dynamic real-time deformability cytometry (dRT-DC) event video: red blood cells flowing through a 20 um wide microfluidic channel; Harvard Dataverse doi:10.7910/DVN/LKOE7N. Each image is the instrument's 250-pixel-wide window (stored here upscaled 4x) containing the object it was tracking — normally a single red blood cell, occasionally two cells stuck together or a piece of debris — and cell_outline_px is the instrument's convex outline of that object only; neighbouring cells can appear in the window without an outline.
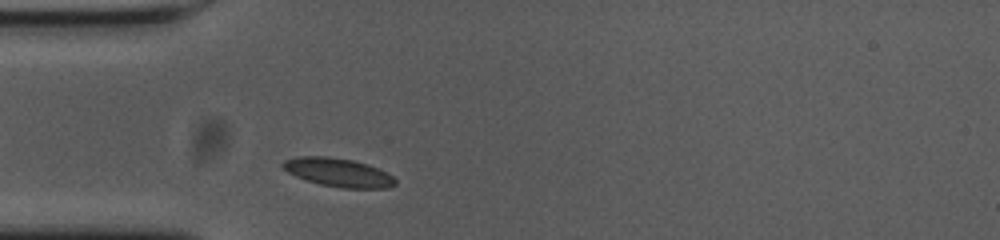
{"species": "common noctule bat (a hibernating species)", "species_latin": "Nyctalus noctula", "temperature_condition": "cold", "stored_images_in_passage": 30, "camera_frame_rate_fps": 3000, "um_per_image_px": 0.085, "animal": {"sex": "female", "body_mass_g": 23.0, "forearm_length_mm": 53.4}, "frame": {"image": 1, "passage_image": 1, "time_ms": 0.0, "image_size_px": [1000, 240], "cell_outline_px": [[396, 184], [388, 188], [344, 188], [320, 184], [296, 176], [288, 172], [280, 164], [284, 160], [300, 156], [328, 156], [352, 160], [368, 164], [392, 176], [396, 180]], "centroid_in_image_um": [28.74, 14.65], "position_along_channel_um": 56.3, "area_um2": 18.5}}
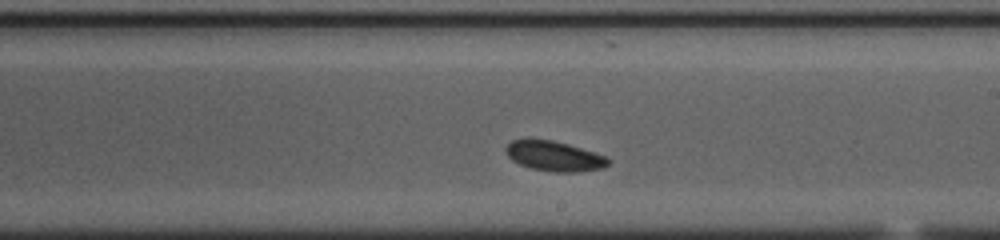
{"frame": {"image": 2, "passage_image": 17, "time_ms": 5.333, "image_size_px": [1000, 240], "cell_outline_px": [[612, 160], [604, 168], [580, 172], [552, 172], [532, 168], [520, 164], [512, 160], [508, 156], [504, 148], [512, 140], [552, 140], [568, 144], [604, 156]], "centroid_in_image_um": [47.12, 13.29], "position_along_channel_um": 241.9, "area_um2": 17.69}}
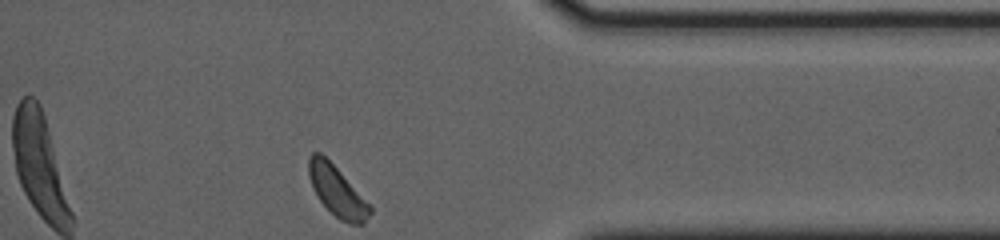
{"frame": {"image": 3, "passage_image": 30, "time_ms": 9.667, "image_size_px": [1000, 240], "cell_outline_px": [[372, 212], [364, 224], [348, 224], [340, 220], [320, 200], [312, 188], [308, 176], [308, 156], [312, 152], [320, 152], [340, 172], [372, 208]], "centroid_in_image_um": [28.62, 16.25], "position_along_channel_um": 382.8, "area_um2": 17.57}, "authors_computed_cell_mechanics": {"area_um2": 17.8602, "velocity_mm_per_s": 3.5667, "shape_relaxation_time_tau1_ms": 1.566, "shape_relaxation_time_tau2_ms": null, "deformation_change_tau1": 0.074, "deformation_change_tau2": null}}